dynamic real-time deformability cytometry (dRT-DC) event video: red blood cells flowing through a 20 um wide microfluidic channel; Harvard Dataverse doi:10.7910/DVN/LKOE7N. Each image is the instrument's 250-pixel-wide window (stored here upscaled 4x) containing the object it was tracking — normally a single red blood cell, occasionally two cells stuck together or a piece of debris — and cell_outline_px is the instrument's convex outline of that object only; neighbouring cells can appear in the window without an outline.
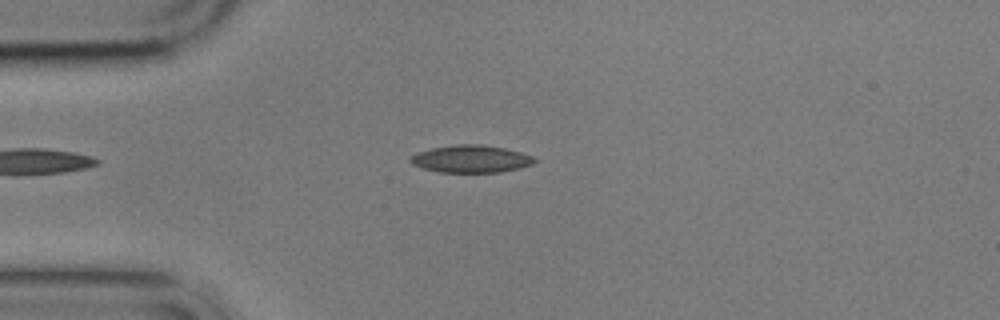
{"species": "common noctule bat (a hibernating species)", "species_latin": "Nyctalus noctula", "temperature_condition": "cold", "stored_images_in_passage": 9, "camera_frame_rate_fps": 3000, "um_per_image_px": 0.085, "animal": {"sex": "male", "body_mass_g": 17.9}, "frame": {"image": 1, "passage_image": 4, "time_ms": 3.667, "image_size_px": [1000, 320], "cell_outline_px": [[540, 160], [532, 164], [520, 168], [500, 172], [440, 172], [424, 168], [412, 164], [408, 160], [416, 152], [432, 148], [456, 144], [484, 144], [504, 148], [520, 152], [532, 156]], "centroid_in_image_um": [40.05, 13.5], "position_along_channel_um": 44.9, "area_um2": 19.88}}
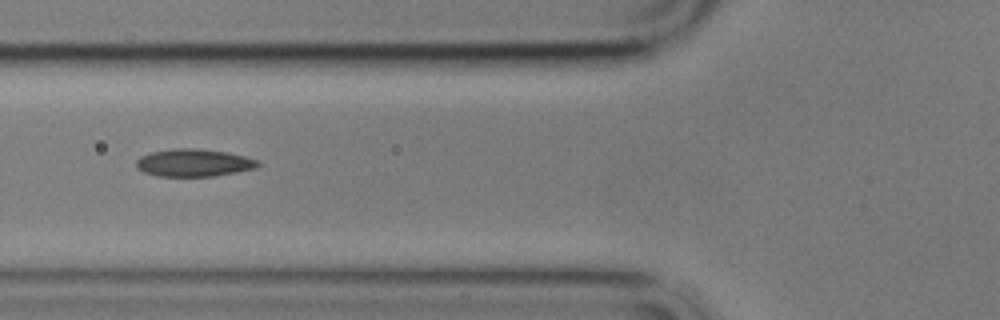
{"frame": {"image": 2, "passage_image": 6, "time_ms": 6.0, "image_size_px": [1000, 320], "cell_outline_px": [[260, 164], [256, 168], [236, 172], [212, 176], [160, 176], [144, 172], [136, 168], [136, 160], [140, 156], [152, 152], [176, 148], [196, 148], [228, 152], [260, 160]], "centroid_in_image_um": [16.48, 13.83], "position_along_channel_um": 109.3, "area_um2": 19.54}}
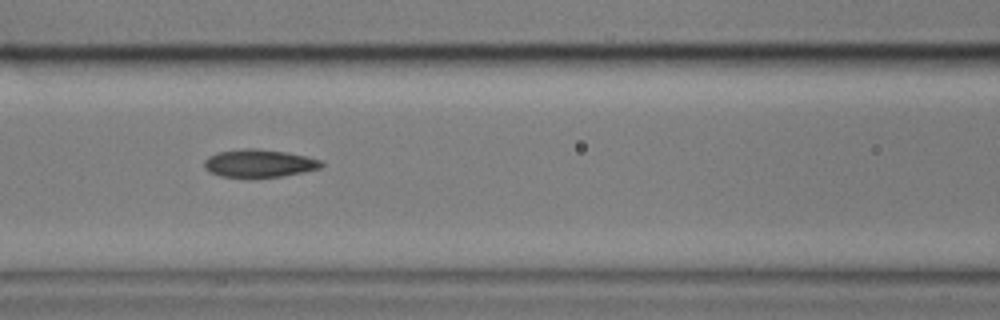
{"frame": {"image": 3, "passage_image": 7, "time_ms": 7.0, "image_size_px": [1000, 320], "cell_outline_px": [[324, 164], [320, 168], [280, 176], [220, 176], [208, 172], [204, 168], [204, 160], [208, 156], [216, 152], [244, 148], [256, 148], [288, 152], [308, 156], [320, 160]], "centroid_in_image_um": [21.99, 13.85], "position_along_channel_um": 144.6, "area_um2": 18.84}}